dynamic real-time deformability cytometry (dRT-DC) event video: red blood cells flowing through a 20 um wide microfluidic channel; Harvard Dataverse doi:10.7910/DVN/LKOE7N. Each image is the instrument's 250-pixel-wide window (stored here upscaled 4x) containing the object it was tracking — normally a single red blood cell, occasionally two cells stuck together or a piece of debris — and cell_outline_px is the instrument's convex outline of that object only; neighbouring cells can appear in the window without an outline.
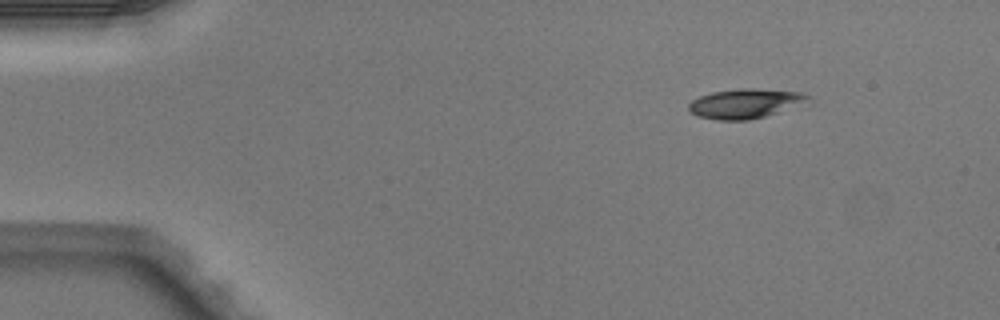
{"species": "Egyptian fruit bat (a non-hibernating species)", "species_latin": "Rousettus aegyptiacus", "temperature_condition": "warm", "stored_images_in_passage": 3, "camera_frame_rate_fps": 3000, "um_per_image_px": 0.085, "animal": {"sex": "male"}, "frame": {"image": 1, "passage_image": 1, "time_ms": 0.0, "image_size_px": [1000, 320], "cell_outline_px": [[812, 96], [776, 112], [764, 116], [748, 120], [716, 120], [696, 116], [688, 112], [688, 104], [692, 100], [700, 96], [712, 92], [740, 88], [752, 88], [800, 92]], "centroid_in_image_um": [63.17, 8.8], "position_along_channel_um": 21.8, "area_um2": 20.0}}